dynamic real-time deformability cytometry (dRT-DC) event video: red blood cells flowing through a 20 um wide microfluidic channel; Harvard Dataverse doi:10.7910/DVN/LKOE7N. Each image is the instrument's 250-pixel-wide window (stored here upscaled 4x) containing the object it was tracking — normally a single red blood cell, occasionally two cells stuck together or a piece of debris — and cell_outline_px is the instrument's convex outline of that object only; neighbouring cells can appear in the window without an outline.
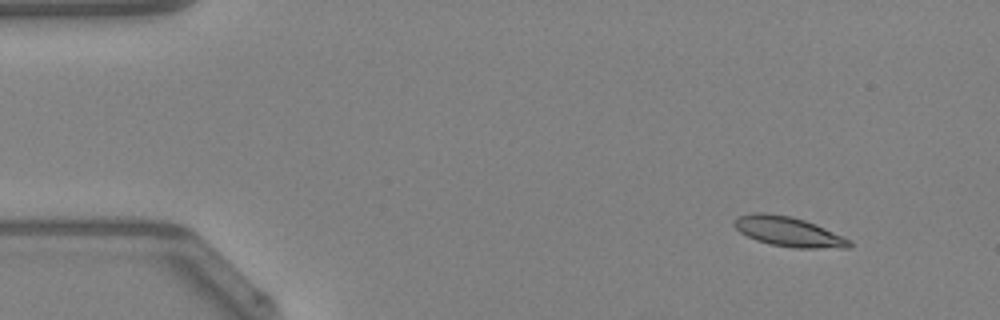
{"species": "Egyptian fruit bat (a non-hibernating species)", "species_latin": "Rousettus aegyptiacus", "temperature_condition": "warm", "stored_images_in_passage": 9, "camera_frame_rate_fps": 3000, "um_per_image_px": 0.085, "animal": {"sex": "female"}, "frame": {"image": 1, "passage_image": 1, "time_ms": 0.0, "image_size_px": [1000, 320], "cell_outline_px": [[852, 244], [848, 248], [796, 248], [772, 244], [756, 240], [740, 232], [732, 224], [732, 220], [740, 216], [756, 212], [768, 212], [792, 216], [816, 224], [848, 240]], "centroid_in_image_um": [66.96, 19.67], "position_along_channel_um": 18.0, "area_um2": 19.77}}